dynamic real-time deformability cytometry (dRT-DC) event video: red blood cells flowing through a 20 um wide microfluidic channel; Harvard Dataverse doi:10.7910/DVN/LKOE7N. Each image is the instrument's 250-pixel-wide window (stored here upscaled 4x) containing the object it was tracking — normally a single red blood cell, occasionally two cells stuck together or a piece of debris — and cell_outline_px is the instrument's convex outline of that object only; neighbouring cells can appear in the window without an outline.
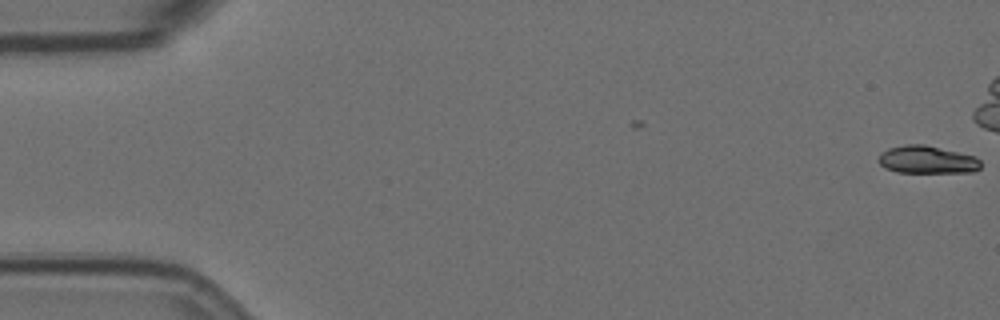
{"species": "Egyptian fruit bat (a non-hibernating species)", "species_latin": "Rousettus aegyptiacus", "temperature_condition": "room temperature", "stored_images_in_passage": 49, "camera_frame_rate_fps": 3000, "um_per_image_px": 0.085, "animal": {"sex": "female"}, "frame": {"image": 1, "passage_image": 1, "time_ms": 0.0, "image_size_px": [1000, 320], "cell_outline_px": [[980, 168], [972, 172], [896, 172], [884, 168], [876, 160], [880, 152], [888, 148], [904, 144], [924, 144], [976, 156], [980, 160]], "centroid_in_image_um": [78.75, 13.57], "position_along_channel_um": 6.2, "area_um2": 16.7}}
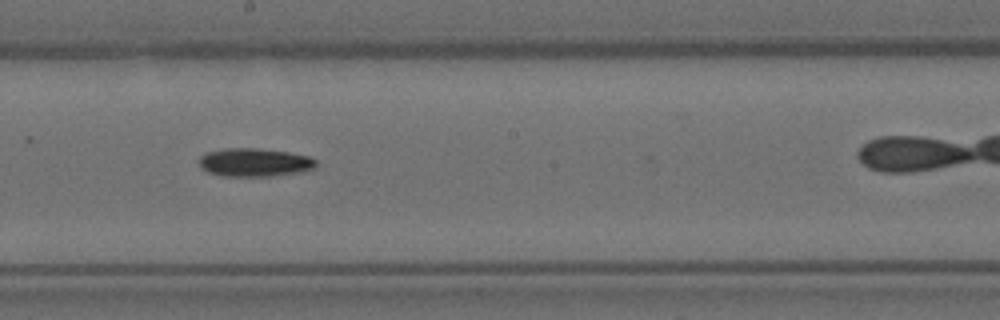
{"frame": {"image": 2, "passage_image": 32, "time_ms": 10.333, "image_size_px": [1000, 320], "cell_outline_px": [[316, 168], [300, 172], [272, 176], [220, 176], [208, 172], [200, 164], [200, 156], [208, 152], [224, 148], [256, 148], [288, 152], [312, 156], [316, 160]], "centroid_in_image_um": [21.68, 13.8], "position_along_channel_um": 226.5, "area_um2": 19.36}}
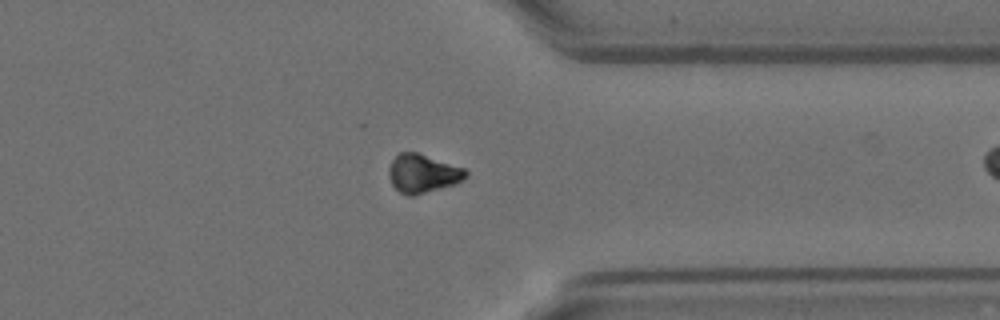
{"frame": {"image": 3, "passage_image": 45, "time_ms": 14.667, "image_size_px": [1000, 320], "cell_outline_px": [[468, 176], [456, 184], [412, 196], [408, 196], [400, 192], [392, 184], [388, 176], [388, 168], [392, 160], [400, 152], [416, 152], [464, 168], [468, 172]], "centroid_in_image_um": [35.93, 14.75], "position_along_channel_um": 375.5, "area_um2": 17.22}, "authors_computed_cell_mechanics": {"area_um2": 18.207, "velocity_mm_per_s": 3.5606, "shape_relaxation_time_tau1_ms": 7.6115, "shape_relaxation_time_tau2_ms": null, "deformation_change_tau1": 0.1462, "deformation_change_tau2": null}}